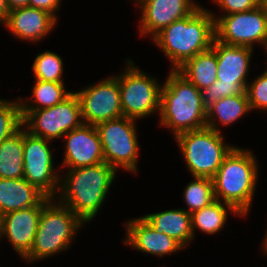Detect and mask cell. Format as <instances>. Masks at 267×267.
Instances as JSON below:
<instances>
[{"label": "cell", "mask_w": 267, "mask_h": 267, "mask_svg": "<svg viewBox=\"0 0 267 267\" xmlns=\"http://www.w3.org/2000/svg\"><path fill=\"white\" fill-rule=\"evenodd\" d=\"M156 231L174 238L183 247L193 241L191 214L185 209H169L142 216Z\"/></svg>", "instance_id": "cell-20"}, {"label": "cell", "mask_w": 267, "mask_h": 267, "mask_svg": "<svg viewBox=\"0 0 267 267\" xmlns=\"http://www.w3.org/2000/svg\"><path fill=\"white\" fill-rule=\"evenodd\" d=\"M221 10L226 12L224 15L232 13L250 11L259 6L263 0H213Z\"/></svg>", "instance_id": "cell-30"}, {"label": "cell", "mask_w": 267, "mask_h": 267, "mask_svg": "<svg viewBox=\"0 0 267 267\" xmlns=\"http://www.w3.org/2000/svg\"><path fill=\"white\" fill-rule=\"evenodd\" d=\"M61 2V0H29L28 6L44 10L57 20L56 11L61 7Z\"/></svg>", "instance_id": "cell-31"}, {"label": "cell", "mask_w": 267, "mask_h": 267, "mask_svg": "<svg viewBox=\"0 0 267 267\" xmlns=\"http://www.w3.org/2000/svg\"><path fill=\"white\" fill-rule=\"evenodd\" d=\"M9 11L10 9L6 0H0V23L5 24L9 15Z\"/></svg>", "instance_id": "cell-32"}, {"label": "cell", "mask_w": 267, "mask_h": 267, "mask_svg": "<svg viewBox=\"0 0 267 267\" xmlns=\"http://www.w3.org/2000/svg\"><path fill=\"white\" fill-rule=\"evenodd\" d=\"M228 212L240 215L232 206L221 203L220 200H215L210 205L192 213L191 222L194 238L196 228L201 232L211 235L222 230L228 218Z\"/></svg>", "instance_id": "cell-24"}, {"label": "cell", "mask_w": 267, "mask_h": 267, "mask_svg": "<svg viewBox=\"0 0 267 267\" xmlns=\"http://www.w3.org/2000/svg\"><path fill=\"white\" fill-rule=\"evenodd\" d=\"M263 248V252L265 251V255L267 256V230H266V234L264 235V239H263V244H262Z\"/></svg>", "instance_id": "cell-35"}, {"label": "cell", "mask_w": 267, "mask_h": 267, "mask_svg": "<svg viewBox=\"0 0 267 267\" xmlns=\"http://www.w3.org/2000/svg\"><path fill=\"white\" fill-rule=\"evenodd\" d=\"M34 78L42 81L64 82L62 77L63 61L54 52L39 53L32 64Z\"/></svg>", "instance_id": "cell-27"}, {"label": "cell", "mask_w": 267, "mask_h": 267, "mask_svg": "<svg viewBox=\"0 0 267 267\" xmlns=\"http://www.w3.org/2000/svg\"><path fill=\"white\" fill-rule=\"evenodd\" d=\"M66 138L62 166L82 168L105 162L101 139L95 125L83 123L63 136Z\"/></svg>", "instance_id": "cell-14"}, {"label": "cell", "mask_w": 267, "mask_h": 267, "mask_svg": "<svg viewBox=\"0 0 267 267\" xmlns=\"http://www.w3.org/2000/svg\"><path fill=\"white\" fill-rule=\"evenodd\" d=\"M246 94L248 97L251 111L254 109L267 110V69L258 75V78L248 82Z\"/></svg>", "instance_id": "cell-29"}, {"label": "cell", "mask_w": 267, "mask_h": 267, "mask_svg": "<svg viewBox=\"0 0 267 267\" xmlns=\"http://www.w3.org/2000/svg\"><path fill=\"white\" fill-rule=\"evenodd\" d=\"M264 49L266 50V53H267V42L264 45Z\"/></svg>", "instance_id": "cell-38"}, {"label": "cell", "mask_w": 267, "mask_h": 267, "mask_svg": "<svg viewBox=\"0 0 267 267\" xmlns=\"http://www.w3.org/2000/svg\"><path fill=\"white\" fill-rule=\"evenodd\" d=\"M207 109L201 91L177 70H170L161 88L160 124L177 135L206 127Z\"/></svg>", "instance_id": "cell-3"}, {"label": "cell", "mask_w": 267, "mask_h": 267, "mask_svg": "<svg viewBox=\"0 0 267 267\" xmlns=\"http://www.w3.org/2000/svg\"><path fill=\"white\" fill-rule=\"evenodd\" d=\"M249 111L251 108L246 91L231 97L221 98L207 108L206 127L221 132L218 123L223 126L230 125ZM217 118L219 122L215 123Z\"/></svg>", "instance_id": "cell-21"}, {"label": "cell", "mask_w": 267, "mask_h": 267, "mask_svg": "<svg viewBox=\"0 0 267 267\" xmlns=\"http://www.w3.org/2000/svg\"><path fill=\"white\" fill-rule=\"evenodd\" d=\"M23 127V128H22ZM24 126L0 143V178L21 179L24 175Z\"/></svg>", "instance_id": "cell-23"}, {"label": "cell", "mask_w": 267, "mask_h": 267, "mask_svg": "<svg viewBox=\"0 0 267 267\" xmlns=\"http://www.w3.org/2000/svg\"><path fill=\"white\" fill-rule=\"evenodd\" d=\"M50 140L31 135L24 128V175L30 184L36 186L47 197L55 198L60 187L61 175L54 169ZM49 144V145H48ZM56 173V174H55Z\"/></svg>", "instance_id": "cell-12"}, {"label": "cell", "mask_w": 267, "mask_h": 267, "mask_svg": "<svg viewBox=\"0 0 267 267\" xmlns=\"http://www.w3.org/2000/svg\"><path fill=\"white\" fill-rule=\"evenodd\" d=\"M194 0H144L141 8L140 35L154 37L174 21L192 14L200 5Z\"/></svg>", "instance_id": "cell-15"}, {"label": "cell", "mask_w": 267, "mask_h": 267, "mask_svg": "<svg viewBox=\"0 0 267 267\" xmlns=\"http://www.w3.org/2000/svg\"><path fill=\"white\" fill-rule=\"evenodd\" d=\"M184 201L188 209L186 211L192 214L214 202V184L213 179L209 177L194 176L184 189Z\"/></svg>", "instance_id": "cell-26"}, {"label": "cell", "mask_w": 267, "mask_h": 267, "mask_svg": "<svg viewBox=\"0 0 267 267\" xmlns=\"http://www.w3.org/2000/svg\"><path fill=\"white\" fill-rule=\"evenodd\" d=\"M125 225V244L142 253L162 257L184 248L174 238L156 231L143 217L132 218Z\"/></svg>", "instance_id": "cell-17"}, {"label": "cell", "mask_w": 267, "mask_h": 267, "mask_svg": "<svg viewBox=\"0 0 267 267\" xmlns=\"http://www.w3.org/2000/svg\"><path fill=\"white\" fill-rule=\"evenodd\" d=\"M137 3H135L136 5L138 4H140L141 2H143L144 0H135Z\"/></svg>", "instance_id": "cell-36"}, {"label": "cell", "mask_w": 267, "mask_h": 267, "mask_svg": "<svg viewBox=\"0 0 267 267\" xmlns=\"http://www.w3.org/2000/svg\"><path fill=\"white\" fill-rule=\"evenodd\" d=\"M223 139L220 132L207 127L175 137L192 177L213 178L216 175L224 158L235 147L226 144Z\"/></svg>", "instance_id": "cell-7"}, {"label": "cell", "mask_w": 267, "mask_h": 267, "mask_svg": "<svg viewBox=\"0 0 267 267\" xmlns=\"http://www.w3.org/2000/svg\"><path fill=\"white\" fill-rule=\"evenodd\" d=\"M136 120L120 117L96 125L101 139L104 161L115 168L135 173L138 163V139Z\"/></svg>", "instance_id": "cell-9"}, {"label": "cell", "mask_w": 267, "mask_h": 267, "mask_svg": "<svg viewBox=\"0 0 267 267\" xmlns=\"http://www.w3.org/2000/svg\"><path fill=\"white\" fill-rule=\"evenodd\" d=\"M127 64L125 70L116 75L123 116L138 120L152 115L155 111L160 112L161 84L154 77L139 70L131 60L127 59Z\"/></svg>", "instance_id": "cell-8"}, {"label": "cell", "mask_w": 267, "mask_h": 267, "mask_svg": "<svg viewBox=\"0 0 267 267\" xmlns=\"http://www.w3.org/2000/svg\"><path fill=\"white\" fill-rule=\"evenodd\" d=\"M215 19V39L232 46L254 48L253 45H265L267 42V8L262 2L256 8L221 15Z\"/></svg>", "instance_id": "cell-11"}, {"label": "cell", "mask_w": 267, "mask_h": 267, "mask_svg": "<svg viewBox=\"0 0 267 267\" xmlns=\"http://www.w3.org/2000/svg\"><path fill=\"white\" fill-rule=\"evenodd\" d=\"M23 125L20 102L0 99V143Z\"/></svg>", "instance_id": "cell-28"}, {"label": "cell", "mask_w": 267, "mask_h": 267, "mask_svg": "<svg viewBox=\"0 0 267 267\" xmlns=\"http://www.w3.org/2000/svg\"><path fill=\"white\" fill-rule=\"evenodd\" d=\"M21 116L23 126L31 135L52 142L84 123L79 99L74 92L55 106L21 110Z\"/></svg>", "instance_id": "cell-10"}, {"label": "cell", "mask_w": 267, "mask_h": 267, "mask_svg": "<svg viewBox=\"0 0 267 267\" xmlns=\"http://www.w3.org/2000/svg\"><path fill=\"white\" fill-rule=\"evenodd\" d=\"M4 212L0 210V238H2V233L4 229Z\"/></svg>", "instance_id": "cell-34"}, {"label": "cell", "mask_w": 267, "mask_h": 267, "mask_svg": "<svg viewBox=\"0 0 267 267\" xmlns=\"http://www.w3.org/2000/svg\"><path fill=\"white\" fill-rule=\"evenodd\" d=\"M212 48L217 55V80L201 90L206 109L221 98L231 97L246 90L247 74L254 51L249 47L227 45L216 39L213 40Z\"/></svg>", "instance_id": "cell-6"}, {"label": "cell", "mask_w": 267, "mask_h": 267, "mask_svg": "<svg viewBox=\"0 0 267 267\" xmlns=\"http://www.w3.org/2000/svg\"><path fill=\"white\" fill-rule=\"evenodd\" d=\"M116 173L117 170L106 162L68 169L65 178L60 179L59 195H56L58 202L85 224L91 222L101 209Z\"/></svg>", "instance_id": "cell-1"}, {"label": "cell", "mask_w": 267, "mask_h": 267, "mask_svg": "<svg viewBox=\"0 0 267 267\" xmlns=\"http://www.w3.org/2000/svg\"><path fill=\"white\" fill-rule=\"evenodd\" d=\"M7 5L10 10L16 9V8H22L27 7L29 0H6Z\"/></svg>", "instance_id": "cell-33"}, {"label": "cell", "mask_w": 267, "mask_h": 267, "mask_svg": "<svg viewBox=\"0 0 267 267\" xmlns=\"http://www.w3.org/2000/svg\"><path fill=\"white\" fill-rule=\"evenodd\" d=\"M79 99L82 119L85 124L123 117L118 78L111 76L75 92Z\"/></svg>", "instance_id": "cell-13"}, {"label": "cell", "mask_w": 267, "mask_h": 267, "mask_svg": "<svg viewBox=\"0 0 267 267\" xmlns=\"http://www.w3.org/2000/svg\"><path fill=\"white\" fill-rule=\"evenodd\" d=\"M52 198L47 197L39 206L16 210L4 215V229L2 236H6L9 243L19 256L24 258L31 250L37 232L42 208Z\"/></svg>", "instance_id": "cell-16"}, {"label": "cell", "mask_w": 267, "mask_h": 267, "mask_svg": "<svg viewBox=\"0 0 267 267\" xmlns=\"http://www.w3.org/2000/svg\"><path fill=\"white\" fill-rule=\"evenodd\" d=\"M32 90L33 97L30 99L32 101L29 98L23 101L22 98L18 97L21 110L49 108L62 102L72 93L66 90L64 82H50L37 79Z\"/></svg>", "instance_id": "cell-25"}, {"label": "cell", "mask_w": 267, "mask_h": 267, "mask_svg": "<svg viewBox=\"0 0 267 267\" xmlns=\"http://www.w3.org/2000/svg\"><path fill=\"white\" fill-rule=\"evenodd\" d=\"M54 200L52 198L42 208L33 246L24 257L27 262H37L65 251L84 224L68 207Z\"/></svg>", "instance_id": "cell-5"}, {"label": "cell", "mask_w": 267, "mask_h": 267, "mask_svg": "<svg viewBox=\"0 0 267 267\" xmlns=\"http://www.w3.org/2000/svg\"><path fill=\"white\" fill-rule=\"evenodd\" d=\"M262 2L265 4V6L267 8V0H263Z\"/></svg>", "instance_id": "cell-37"}, {"label": "cell", "mask_w": 267, "mask_h": 267, "mask_svg": "<svg viewBox=\"0 0 267 267\" xmlns=\"http://www.w3.org/2000/svg\"><path fill=\"white\" fill-rule=\"evenodd\" d=\"M47 196L26 179L0 178V210L4 214L39 206Z\"/></svg>", "instance_id": "cell-19"}, {"label": "cell", "mask_w": 267, "mask_h": 267, "mask_svg": "<svg viewBox=\"0 0 267 267\" xmlns=\"http://www.w3.org/2000/svg\"><path fill=\"white\" fill-rule=\"evenodd\" d=\"M177 71L200 91L217 80V55L210 49L187 60Z\"/></svg>", "instance_id": "cell-22"}, {"label": "cell", "mask_w": 267, "mask_h": 267, "mask_svg": "<svg viewBox=\"0 0 267 267\" xmlns=\"http://www.w3.org/2000/svg\"><path fill=\"white\" fill-rule=\"evenodd\" d=\"M152 39L169 58L172 70H177L187 60L212 47L215 19L212 12L199 6L192 14L163 28Z\"/></svg>", "instance_id": "cell-2"}, {"label": "cell", "mask_w": 267, "mask_h": 267, "mask_svg": "<svg viewBox=\"0 0 267 267\" xmlns=\"http://www.w3.org/2000/svg\"><path fill=\"white\" fill-rule=\"evenodd\" d=\"M258 166L251 150L235 146L212 178L215 199L232 206L240 217L248 215L256 190Z\"/></svg>", "instance_id": "cell-4"}, {"label": "cell", "mask_w": 267, "mask_h": 267, "mask_svg": "<svg viewBox=\"0 0 267 267\" xmlns=\"http://www.w3.org/2000/svg\"><path fill=\"white\" fill-rule=\"evenodd\" d=\"M56 22L50 13L27 6L10 10L4 26L18 39L37 43L50 34Z\"/></svg>", "instance_id": "cell-18"}]
</instances>
